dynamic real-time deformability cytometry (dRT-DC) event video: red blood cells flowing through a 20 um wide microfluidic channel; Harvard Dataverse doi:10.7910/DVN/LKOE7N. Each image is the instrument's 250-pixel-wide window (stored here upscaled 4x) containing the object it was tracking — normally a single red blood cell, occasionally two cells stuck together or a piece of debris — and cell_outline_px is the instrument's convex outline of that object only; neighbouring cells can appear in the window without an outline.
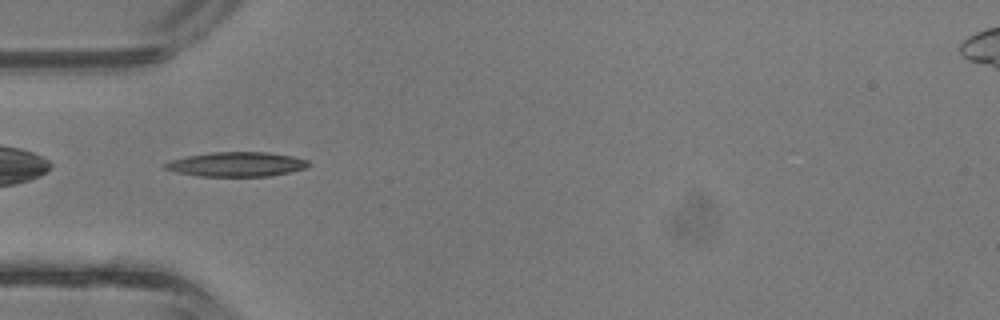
{"species": "common noctule bat (a hibernating species)", "species_latin": "Nyctalus noctula", "temperature_condition": "room temperature", "stored_images_in_passage": 30, "camera_frame_rate_fps": 3000, "um_per_image_px": 0.085, "animal": {"sex": "male", "body_mass_g": 13.3}, "frame": {"image": 1, "passage_image": 1, "time_ms": 0.0, "image_size_px": [1000, 320], "cell_outline_px": [[308, 164], [304, 168], [288, 172], [268, 176], [200, 176], [176, 172], [164, 168], [164, 164], [172, 160], [188, 156], [212, 152], [268, 152], [292, 156], [308, 160]], "centroid_in_image_um": [20.09, 13.96], "position_along_channel_um": 64.9, "area_um2": 20.17}}
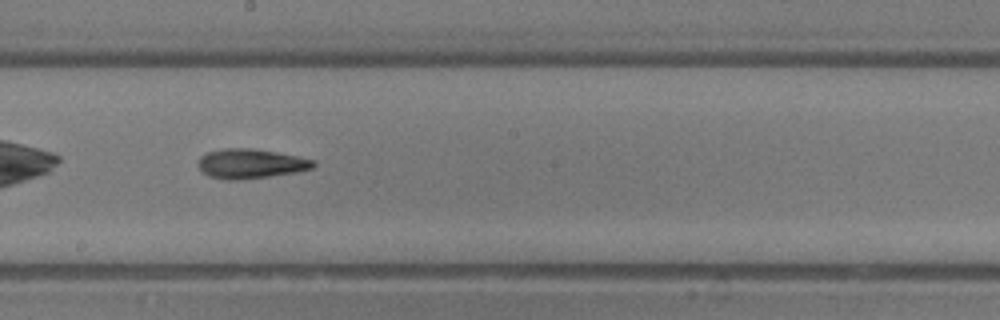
{"frame": {"image": 2, "passage_image": 11, "time_ms": 3.333, "image_size_px": [1000, 320], "cell_outline_px": [[316, 164], [312, 168], [296, 172], [268, 176], [236, 180], [228, 180], [208, 176], [200, 168], [200, 156], [208, 152], [224, 148], [252, 148], [276, 152], [316, 160]], "centroid_in_image_um": [21.33, 13.9], "position_along_channel_um": 226.9, "area_um2": 19.59}}
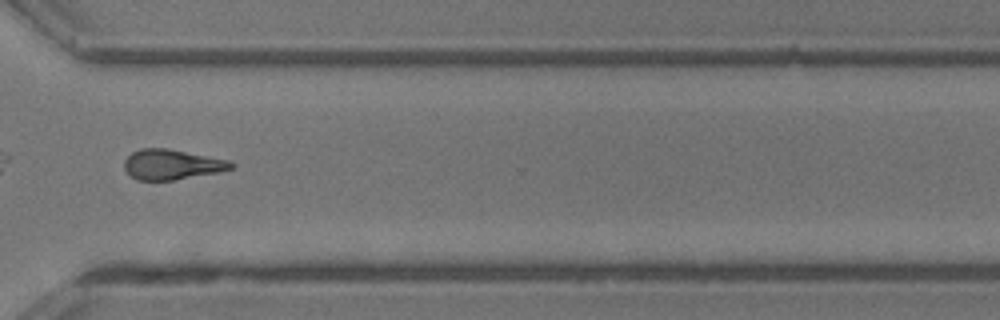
{"frame": {"image": 3, "passage_image": 19, "time_ms": 6.0, "image_size_px": [1000, 320], "cell_outline_px": [[236, 164], [232, 168], [216, 172], [172, 180], [136, 180], [124, 168], [124, 160], [132, 152], [140, 148], [168, 148], [228, 160]], "centroid_in_image_um": [14.57, 13.97], "position_along_channel_um": 356.0, "area_um2": 18.55}}